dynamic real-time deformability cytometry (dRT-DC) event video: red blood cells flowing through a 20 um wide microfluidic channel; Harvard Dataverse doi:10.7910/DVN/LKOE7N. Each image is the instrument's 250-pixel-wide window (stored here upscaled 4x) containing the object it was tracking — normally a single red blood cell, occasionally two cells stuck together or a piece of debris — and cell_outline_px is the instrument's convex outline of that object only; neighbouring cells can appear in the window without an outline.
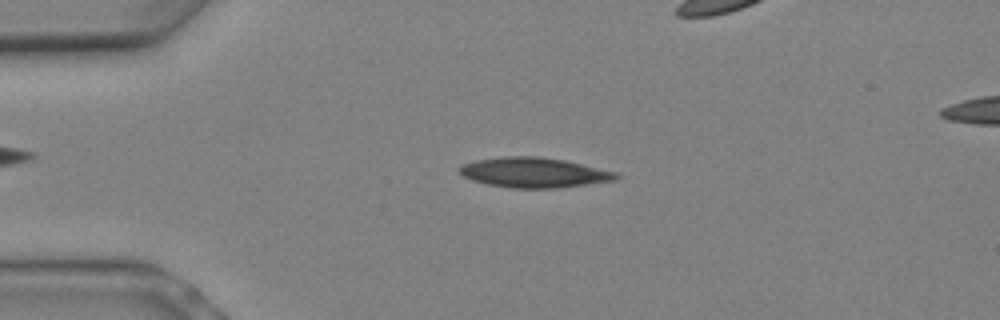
{"species": "Egyptian fruit bat (a non-hibernating species)", "species_latin": "Rousettus aegyptiacus", "temperature_condition": "warm", "stored_images_in_passage": 8, "camera_frame_rate_fps": 3000, "um_per_image_px": 0.085, "animal": {"sex": "female"}, "frame": {"image": 1, "passage_image": 4, "time_ms": 1.0, "image_size_px": [1000, 320], "cell_outline_px": [[620, 176], [616, 180], [556, 188], [512, 188], [488, 184], [472, 180], [464, 176], [460, 172], [460, 164], [476, 160], [504, 156], [540, 156], [564, 160], [616, 172]], "centroid_in_image_um": [45.37, 14.66], "position_along_channel_um": 39.6, "area_um2": 27.22}}
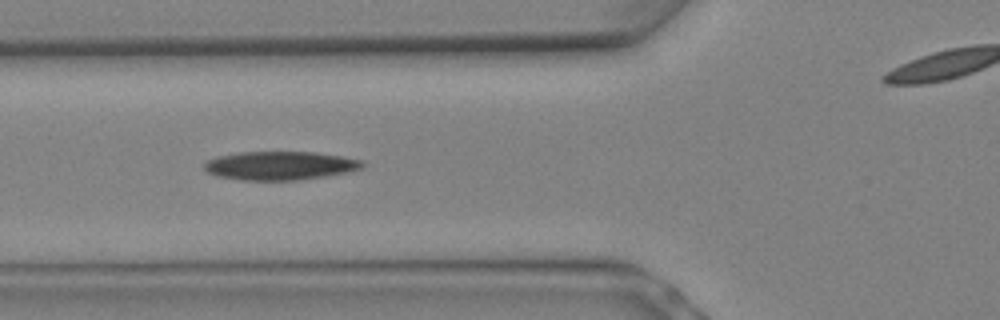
{"frame": {"image": 2, "passage_image": 7, "time_ms": 2.0, "image_size_px": [1000, 320], "cell_outline_px": [[364, 168], [348, 172], [324, 176], [296, 180], [240, 180], [216, 176], [208, 172], [204, 168], [204, 164], [208, 160], [216, 156], [240, 152], [316, 152], [364, 160]], "centroid_in_image_um": [23.81, 14.07], "position_along_channel_um": 102.0, "area_um2": 26.41}}